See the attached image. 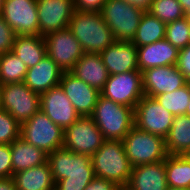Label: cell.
Listing matches in <instances>:
<instances>
[{"instance_id":"d590c367","label":"cell","mask_w":190,"mask_h":190,"mask_svg":"<svg viewBox=\"0 0 190 190\" xmlns=\"http://www.w3.org/2000/svg\"><path fill=\"white\" fill-rule=\"evenodd\" d=\"M176 67L190 82V44L179 50Z\"/></svg>"},{"instance_id":"d6986e66","label":"cell","mask_w":190,"mask_h":190,"mask_svg":"<svg viewBox=\"0 0 190 190\" xmlns=\"http://www.w3.org/2000/svg\"><path fill=\"white\" fill-rule=\"evenodd\" d=\"M129 190H167L165 160L132 167Z\"/></svg>"},{"instance_id":"e575fe53","label":"cell","mask_w":190,"mask_h":190,"mask_svg":"<svg viewBox=\"0 0 190 190\" xmlns=\"http://www.w3.org/2000/svg\"><path fill=\"white\" fill-rule=\"evenodd\" d=\"M0 177H12V156L9 144H0Z\"/></svg>"},{"instance_id":"bcb514c9","label":"cell","mask_w":190,"mask_h":190,"mask_svg":"<svg viewBox=\"0 0 190 190\" xmlns=\"http://www.w3.org/2000/svg\"><path fill=\"white\" fill-rule=\"evenodd\" d=\"M117 190H129L127 187H119Z\"/></svg>"},{"instance_id":"7a4b0ae2","label":"cell","mask_w":190,"mask_h":190,"mask_svg":"<svg viewBox=\"0 0 190 190\" xmlns=\"http://www.w3.org/2000/svg\"><path fill=\"white\" fill-rule=\"evenodd\" d=\"M68 29L79 41L85 53L100 54L115 39L101 12L74 11Z\"/></svg>"},{"instance_id":"f1b7e54d","label":"cell","mask_w":190,"mask_h":190,"mask_svg":"<svg viewBox=\"0 0 190 190\" xmlns=\"http://www.w3.org/2000/svg\"><path fill=\"white\" fill-rule=\"evenodd\" d=\"M28 67L11 51L0 55V83L24 82Z\"/></svg>"},{"instance_id":"4dcf8cb0","label":"cell","mask_w":190,"mask_h":190,"mask_svg":"<svg viewBox=\"0 0 190 190\" xmlns=\"http://www.w3.org/2000/svg\"><path fill=\"white\" fill-rule=\"evenodd\" d=\"M165 39L178 50L190 44V23L187 15L166 24Z\"/></svg>"},{"instance_id":"ac0fdd59","label":"cell","mask_w":190,"mask_h":190,"mask_svg":"<svg viewBox=\"0 0 190 190\" xmlns=\"http://www.w3.org/2000/svg\"><path fill=\"white\" fill-rule=\"evenodd\" d=\"M100 55L109 75L139 70L137 47L132 42L114 41Z\"/></svg>"},{"instance_id":"484cf974","label":"cell","mask_w":190,"mask_h":190,"mask_svg":"<svg viewBox=\"0 0 190 190\" xmlns=\"http://www.w3.org/2000/svg\"><path fill=\"white\" fill-rule=\"evenodd\" d=\"M168 155H184L190 148V116H174L165 138Z\"/></svg>"},{"instance_id":"52a82bcc","label":"cell","mask_w":190,"mask_h":190,"mask_svg":"<svg viewBox=\"0 0 190 190\" xmlns=\"http://www.w3.org/2000/svg\"><path fill=\"white\" fill-rule=\"evenodd\" d=\"M20 138L49 154L63 148L64 130L39 110L21 124Z\"/></svg>"},{"instance_id":"ba28073f","label":"cell","mask_w":190,"mask_h":190,"mask_svg":"<svg viewBox=\"0 0 190 190\" xmlns=\"http://www.w3.org/2000/svg\"><path fill=\"white\" fill-rule=\"evenodd\" d=\"M2 109L21 125L40 110V94L30 90L24 82L1 85Z\"/></svg>"},{"instance_id":"9a60e30c","label":"cell","mask_w":190,"mask_h":190,"mask_svg":"<svg viewBox=\"0 0 190 190\" xmlns=\"http://www.w3.org/2000/svg\"><path fill=\"white\" fill-rule=\"evenodd\" d=\"M40 110L63 130L80 117L60 85L40 94Z\"/></svg>"},{"instance_id":"f35d334b","label":"cell","mask_w":190,"mask_h":190,"mask_svg":"<svg viewBox=\"0 0 190 190\" xmlns=\"http://www.w3.org/2000/svg\"><path fill=\"white\" fill-rule=\"evenodd\" d=\"M0 190H17L12 177H0Z\"/></svg>"},{"instance_id":"cb8c5ba5","label":"cell","mask_w":190,"mask_h":190,"mask_svg":"<svg viewBox=\"0 0 190 190\" xmlns=\"http://www.w3.org/2000/svg\"><path fill=\"white\" fill-rule=\"evenodd\" d=\"M47 155L43 150L19 137L11 144L12 176L17 172L46 163Z\"/></svg>"},{"instance_id":"5bb4252c","label":"cell","mask_w":190,"mask_h":190,"mask_svg":"<svg viewBox=\"0 0 190 190\" xmlns=\"http://www.w3.org/2000/svg\"><path fill=\"white\" fill-rule=\"evenodd\" d=\"M74 11L73 0H37L39 35L68 28Z\"/></svg>"},{"instance_id":"e0dca14e","label":"cell","mask_w":190,"mask_h":190,"mask_svg":"<svg viewBox=\"0 0 190 190\" xmlns=\"http://www.w3.org/2000/svg\"><path fill=\"white\" fill-rule=\"evenodd\" d=\"M59 85L80 116H91L101 95L100 91L77 78L71 72H63Z\"/></svg>"},{"instance_id":"5b68a950","label":"cell","mask_w":190,"mask_h":190,"mask_svg":"<svg viewBox=\"0 0 190 190\" xmlns=\"http://www.w3.org/2000/svg\"><path fill=\"white\" fill-rule=\"evenodd\" d=\"M144 11L124 0H106L101 14L115 41L131 42Z\"/></svg>"},{"instance_id":"7402d4cb","label":"cell","mask_w":190,"mask_h":190,"mask_svg":"<svg viewBox=\"0 0 190 190\" xmlns=\"http://www.w3.org/2000/svg\"><path fill=\"white\" fill-rule=\"evenodd\" d=\"M70 72L99 91L103 89L109 76L98 53H84Z\"/></svg>"},{"instance_id":"2e32d148","label":"cell","mask_w":190,"mask_h":190,"mask_svg":"<svg viewBox=\"0 0 190 190\" xmlns=\"http://www.w3.org/2000/svg\"><path fill=\"white\" fill-rule=\"evenodd\" d=\"M142 81L144 95L152 98L171 93L188 83L176 65L149 68L142 72Z\"/></svg>"},{"instance_id":"9c48e42d","label":"cell","mask_w":190,"mask_h":190,"mask_svg":"<svg viewBox=\"0 0 190 190\" xmlns=\"http://www.w3.org/2000/svg\"><path fill=\"white\" fill-rule=\"evenodd\" d=\"M106 139L91 116H80L64 130L63 148L92 156Z\"/></svg>"},{"instance_id":"83f0119b","label":"cell","mask_w":190,"mask_h":190,"mask_svg":"<svg viewBox=\"0 0 190 190\" xmlns=\"http://www.w3.org/2000/svg\"><path fill=\"white\" fill-rule=\"evenodd\" d=\"M165 168L168 187L190 190V160L185 155H168Z\"/></svg>"},{"instance_id":"44dd1931","label":"cell","mask_w":190,"mask_h":190,"mask_svg":"<svg viewBox=\"0 0 190 190\" xmlns=\"http://www.w3.org/2000/svg\"><path fill=\"white\" fill-rule=\"evenodd\" d=\"M62 74V69L46 54L38 64L28 68L24 83L30 90L41 94L58 86Z\"/></svg>"},{"instance_id":"7c38bea8","label":"cell","mask_w":190,"mask_h":190,"mask_svg":"<svg viewBox=\"0 0 190 190\" xmlns=\"http://www.w3.org/2000/svg\"><path fill=\"white\" fill-rule=\"evenodd\" d=\"M44 40L47 55L63 72H70L85 53L79 41L68 28L49 33Z\"/></svg>"},{"instance_id":"f6af8a7d","label":"cell","mask_w":190,"mask_h":190,"mask_svg":"<svg viewBox=\"0 0 190 190\" xmlns=\"http://www.w3.org/2000/svg\"><path fill=\"white\" fill-rule=\"evenodd\" d=\"M184 155L190 160V148Z\"/></svg>"},{"instance_id":"7dc6e473","label":"cell","mask_w":190,"mask_h":190,"mask_svg":"<svg viewBox=\"0 0 190 190\" xmlns=\"http://www.w3.org/2000/svg\"><path fill=\"white\" fill-rule=\"evenodd\" d=\"M2 109V105H1V94H0V110Z\"/></svg>"},{"instance_id":"60d3db41","label":"cell","mask_w":190,"mask_h":190,"mask_svg":"<svg viewBox=\"0 0 190 190\" xmlns=\"http://www.w3.org/2000/svg\"><path fill=\"white\" fill-rule=\"evenodd\" d=\"M186 15L190 14V0H177Z\"/></svg>"},{"instance_id":"ab89813d","label":"cell","mask_w":190,"mask_h":190,"mask_svg":"<svg viewBox=\"0 0 190 190\" xmlns=\"http://www.w3.org/2000/svg\"><path fill=\"white\" fill-rule=\"evenodd\" d=\"M124 1H126L129 4H133L134 6L140 7L146 11L149 9L151 2L153 0H124Z\"/></svg>"},{"instance_id":"f546056e","label":"cell","mask_w":190,"mask_h":190,"mask_svg":"<svg viewBox=\"0 0 190 190\" xmlns=\"http://www.w3.org/2000/svg\"><path fill=\"white\" fill-rule=\"evenodd\" d=\"M156 101L173 116L186 115L190 101V82L171 93H163L154 97Z\"/></svg>"},{"instance_id":"3957f363","label":"cell","mask_w":190,"mask_h":190,"mask_svg":"<svg viewBox=\"0 0 190 190\" xmlns=\"http://www.w3.org/2000/svg\"><path fill=\"white\" fill-rule=\"evenodd\" d=\"M91 158L95 176L112 181L119 187H126L132 165L126 156L123 141L105 140Z\"/></svg>"},{"instance_id":"6da1fadb","label":"cell","mask_w":190,"mask_h":190,"mask_svg":"<svg viewBox=\"0 0 190 190\" xmlns=\"http://www.w3.org/2000/svg\"><path fill=\"white\" fill-rule=\"evenodd\" d=\"M55 190H84L95 177L92 158L59 148L47 155Z\"/></svg>"},{"instance_id":"4fadbf2b","label":"cell","mask_w":190,"mask_h":190,"mask_svg":"<svg viewBox=\"0 0 190 190\" xmlns=\"http://www.w3.org/2000/svg\"><path fill=\"white\" fill-rule=\"evenodd\" d=\"M2 16L16 35H39L37 0H4Z\"/></svg>"},{"instance_id":"b9f144b4","label":"cell","mask_w":190,"mask_h":190,"mask_svg":"<svg viewBox=\"0 0 190 190\" xmlns=\"http://www.w3.org/2000/svg\"><path fill=\"white\" fill-rule=\"evenodd\" d=\"M4 0H0V14H2Z\"/></svg>"},{"instance_id":"d4e9b609","label":"cell","mask_w":190,"mask_h":190,"mask_svg":"<svg viewBox=\"0 0 190 190\" xmlns=\"http://www.w3.org/2000/svg\"><path fill=\"white\" fill-rule=\"evenodd\" d=\"M12 52L28 68L34 67L47 54L44 37L40 35H16Z\"/></svg>"},{"instance_id":"8fae6325","label":"cell","mask_w":190,"mask_h":190,"mask_svg":"<svg viewBox=\"0 0 190 190\" xmlns=\"http://www.w3.org/2000/svg\"><path fill=\"white\" fill-rule=\"evenodd\" d=\"M174 116L155 98L143 96L134 108V126L162 138H166Z\"/></svg>"},{"instance_id":"ee69618b","label":"cell","mask_w":190,"mask_h":190,"mask_svg":"<svg viewBox=\"0 0 190 190\" xmlns=\"http://www.w3.org/2000/svg\"><path fill=\"white\" fill-rule=\"evenodd\" d=\"M167 190H188V189H182V188H170V187H168Z\"/></svg>"},{"instance_id":"8992f818","label":"cell","mask_w":190,"mask_h":190,"mask_svg":"<svg viewBox=\"0 0 190 190\" xmlns=\"http://www.w3.org/2000/svg\"><path fill=\"white\" fill-rule=\"evenodd\" d=\"M126 156L132 167L157 163L167 158L165 139L133 126L123 139Z\"/></svg>"},{"instance_id":"c3c4849f","label":"cell","mask_w":190,"mask_h":190,"mask_svg":"<svg viewBox=\"0 0 190 190\" xmlns=\"http://www.w3.org/2000/svg\"><path fill=\"white\" fill-rule=\"evenodd\" d=\"M187 17H188V20H189V23H190V14H188Z\"/></svg>"},{"instance_id":"603a6c76","label":"cell","mask_w":190,"mask_h":190,"mask_svg":"<svg viewBox=\"0 0 190 190\" xmlns=\"http://www.w3.org/2000/svg\"><path fill=\"white\" fill-rule=\"evenodd\" d=\"M17 190H55L48 162L13 174Z\"/></svg>"},{"instance_id":"d6a6232c","label":"cell","mask_w":190,"mask_h":190,"mask_svg":"<svg viewBox=\"0 0 190 190\" xmlns=\"http://www.w3.org/2000/svg\"><path fill=\"white\" fill-rule=\"evenodd\" d=\"M21 125L6 110H0V144L11 145L20 137Z\"/></svg>"},{"instance_id":"74e56055","label":"cell","mask_w":190,"mask_h":190,"mask_svg":"<svg viewBox=\"0 0 190 190\" xmlns=\"http://www.w3.org/2000/svg\"><path fill=\"white\" fill-rule=\"evenodd\" d=\"M118 188L119 186L114 182L95 176L84 190H117Z\"/></svg>"},{"instance_id":"836d02e7","label":"cell","mask_w":190,"mask_h":190,"mask_svg":"<svg viewBox=\"0 0 190 190\" xmlns=\"http://www.w3.org/2000/svg\"><path fill=\"white\" fill-rule=\"evenodd\" d=\"M16 38V33L0 14V55L11 52Z\"/></svg>"},{"instance_id":"ffe728a7","label":"cell","mask_w":190,"mask_h":190,"mask_svg":"<svg viewBox=\"0 0 190 190\" xmlns=\"http://www.w3.org/2000/svg\"><path fill=\"white\" fill-rule=\"evenodd\" d=\"M178 54L179 50L166 39L137 47L139 71L142 73L149 68L176 65Z\"/></svg>"},{"instance_id":"1f68e13d","label":"cell","mask_w":190,"mask_h":190,"mask_svg":"<svg viewBox=\"0 0 190 190\" xmlns=\"http://www.w3.org/2000/svg\"><path fill=\"white\" fill-rule=\"evenodd\" d=\"M147 11L165 24L186 16L177 0H153Z\"/></svg>"},{"instance_id":"277c9868","label":"cell","mask_w":190,"mask_h":190,"mask_svg":"<svg viewBox=\"0 0 190 190\" xmlns=\"http://www.w3.org/2000/svg\"><path fill=\"white\" fill-rule=\"evenodd\" d=\"M106 140L123 141L134 126V109L99 96L91 115Z\"/></svg>"},{"instance_id":"4316f807","label":"cell","mask_w":190,"mask_h":190,"mask_svg":"<svg viewBox=\"0 0 190 190\" xmlns=\"http://www.w3.org/2000/svg\"><path fill=\"white\" fill-rule=\"evenodd\" d=\"M165 32L166 24L146 10L131 42L136 47L149 45L165 39Z\"/></svg>"},{"instance_id":"7bdbcfd3","label":"cell","mask_w":190,"mask_h":190,"mask_svg":"<svg viewBox=\"0 0 190 190\" xmlns=\"http://www.w3.org/2000/svg\"><path fill=\"white\" fill-rule=\"evenodd\" d=\"M186 116H190V101L186 110Z\"/></svg>"},{"instance_id":"30bf717a","label":"cell","mask_w":190,"mask_h":190,"mask_svg":"<svg viewBox=\"0 0 190 190\" xmlns=\"http://www.w3.org/2000/svg\"><path fill=\"white\" fill-rule=\"evenodd\" d=\"M101 96L117 104L135 108L144 96L142 73L139 70L109 75Z\"/></svg>"},{"instance_id":"8d00e7d4","label":"cell","mask_w":190,"mask_h":190,"mask_svg":"<svg viewBox=\"0 0 190 190\" xmlns=\"http://www.w3.org/2000/svg\"><path fill=\"white\" fill-rule=\"evenodd\" d=\"M76 11L101 12L106 0H73Z\"/></svg>"}]
</instances>
